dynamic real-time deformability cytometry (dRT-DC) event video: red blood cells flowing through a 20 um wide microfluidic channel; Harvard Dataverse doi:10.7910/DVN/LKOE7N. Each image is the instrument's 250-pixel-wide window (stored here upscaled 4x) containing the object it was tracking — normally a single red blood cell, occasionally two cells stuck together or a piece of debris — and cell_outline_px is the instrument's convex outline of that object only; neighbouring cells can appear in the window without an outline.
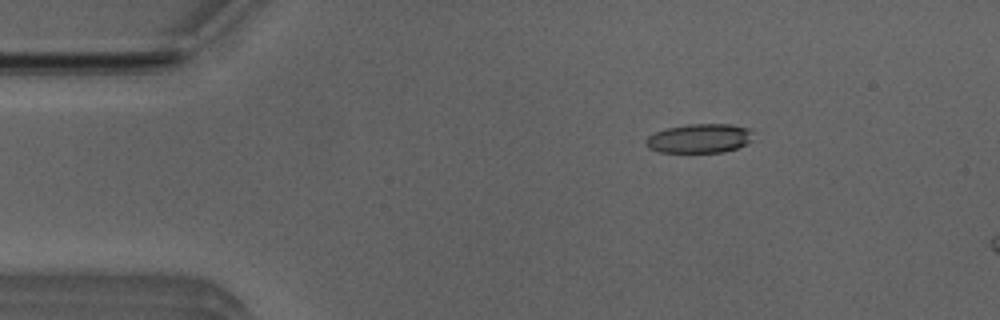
{"species": "Egyptian fruit bat (a non-hibernating species)", "species_latin": "Rousettus aegyptiacus", "temperature_condition": "room temperature", "stored_images_in_passage": 12, "camera_frame_rate_fps": 3000, "um_per_image_px": 0.085, "animal": {"sex": "male"}, "frame": {"image": 1, "passage_image": 7, "time_ms": 2.0, "image_size_px": [1000, 320], "cell_outline_px": [[752, 140], [736, 148], [724, 152], [660, 152], [648, 148], [644, 144], [644, 140], [648, 136], [664, 128], [688, 124], [732, 124], [748, 128], [752, 132]], "centroid_in_image_um": [59.41, 11.76], "position_along_channel_um": 25.6, "area_um2": 18.32}}